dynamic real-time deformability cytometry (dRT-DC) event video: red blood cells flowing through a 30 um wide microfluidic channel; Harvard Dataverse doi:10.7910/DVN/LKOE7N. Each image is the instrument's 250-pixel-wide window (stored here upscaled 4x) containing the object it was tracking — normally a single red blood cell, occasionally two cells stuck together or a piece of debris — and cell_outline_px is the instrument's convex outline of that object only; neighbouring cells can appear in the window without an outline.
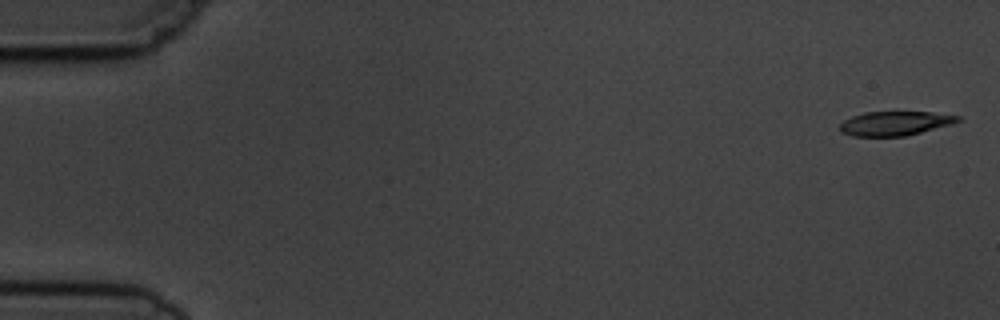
{"species": "common noctule bat (a hibernating species)", "species_latin": "Nyctalus noctula", "temperature_condition": "cold", "stored_images_in_passage": 7, "camera_frame_rate_fps": 3000, "um_per_image_px": 0.085, "animal": {"sex": "male", "body_mass_g": 19.5, "forearm_length_mm": 54.6}, "frame": {"image": 1, "passage_image": 1, "time_ms": 0.0, "image_size_px": [1000, 320], "cell_outline_px": [[964, 120], [952, 124], [904, 136], [852, 136], [840, 132], [840, 124], [844, 120], [852, 116], [864, 112], [932, 112], [960, 116]], "centroid_in_image_um": [76.08, 10.48], "position_along_channel_um": 8.9, "area_um2": 16.65}}
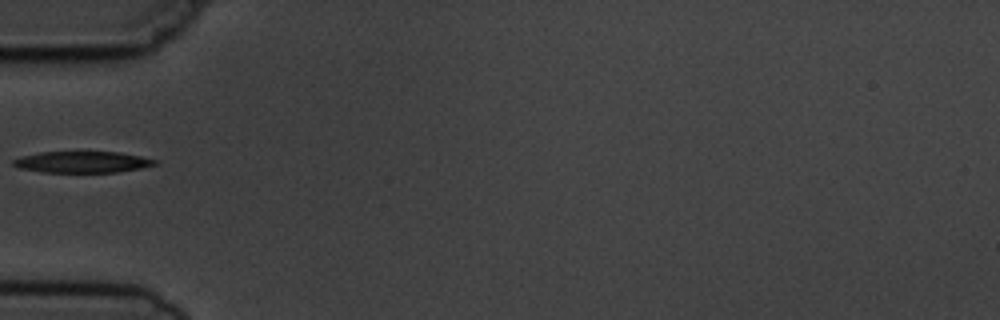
{"frame": {"image": 2, "passage_image": 5, "time_ms": 5.667, "image_size_px": [1000, 320], "cell_outline_px": [[160, 164], [140, 168], [116, 172], [44, 172], [20, 168], [12, 164], [12, 160], [20, 156], [40, 152], [120, 152], [140, 156], [156, 160]], "centroid_in_image_um": [7.0, 13.77], "position_along_channel_um": 78.0, "area_um2": 17.57}}
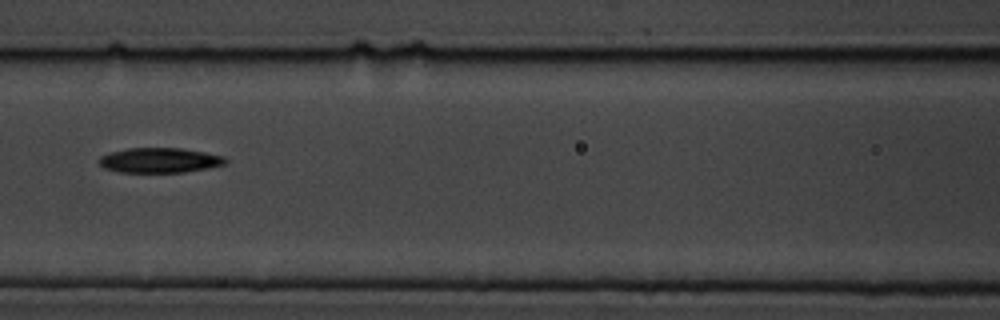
{"frame": {"image": 3, "passage_image": 7, "time_ms": 7.667, "image_size_px": [1000, 320], "cell_outline_px": [[228, 164], [208, 168], [184, 172], [120, 172], [104, 168], [96, 160], [100, 156], [112, 152], [128, 148], [180, 148], [204, 152], [224, 156], [228, 160]], "centroid_in_image_um": [13.59, 13.62], "position_along_channel_um": 153.0, "area_um2": 18.44}}